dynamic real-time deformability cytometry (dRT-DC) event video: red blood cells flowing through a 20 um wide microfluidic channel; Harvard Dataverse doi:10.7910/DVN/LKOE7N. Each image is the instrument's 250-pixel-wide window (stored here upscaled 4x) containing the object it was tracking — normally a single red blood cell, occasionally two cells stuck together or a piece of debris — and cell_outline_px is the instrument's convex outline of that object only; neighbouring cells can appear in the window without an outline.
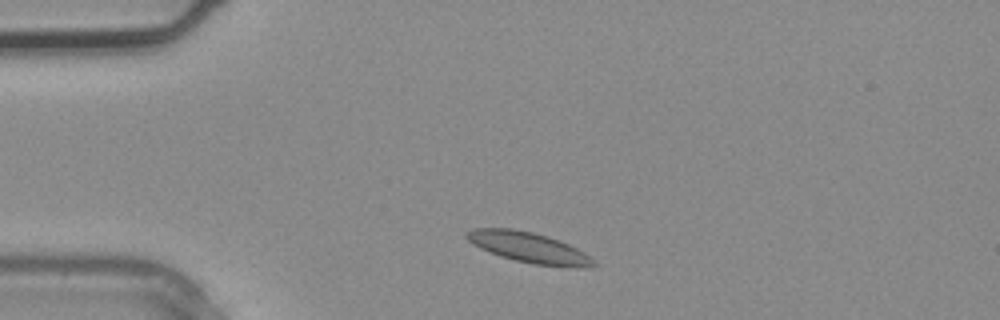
{"species": "common noctule bat (a hibernating species)", "species_latin": "Nyctalus noctula", "temperature_condition": "warm", "stored_images_in_passage": 2, "camera_frame_rate_fps": 3000, "um_per_image_px": 0.085, "animal": {"sex": "male", "body_mass_g": 20.4}, "frame": {"image": 1, "passage_image": 1, "time_ms": 0.0, "image_size_px": [1000, 320], "cell_outline_px": [[596, 264], [584, 268], [572, 268], [532, 264], [500, 256], [480, 248], [472, 244], [464, 236], [464, 232], [472, 228], [512, 228], [532, 232], [548, 236], [568, 244], [584, 252], [596, 260]], "centroid_in_image_um": [44.94, 21.04], "position_along_channel_um": 40.1, "area_um2": 22.77}}